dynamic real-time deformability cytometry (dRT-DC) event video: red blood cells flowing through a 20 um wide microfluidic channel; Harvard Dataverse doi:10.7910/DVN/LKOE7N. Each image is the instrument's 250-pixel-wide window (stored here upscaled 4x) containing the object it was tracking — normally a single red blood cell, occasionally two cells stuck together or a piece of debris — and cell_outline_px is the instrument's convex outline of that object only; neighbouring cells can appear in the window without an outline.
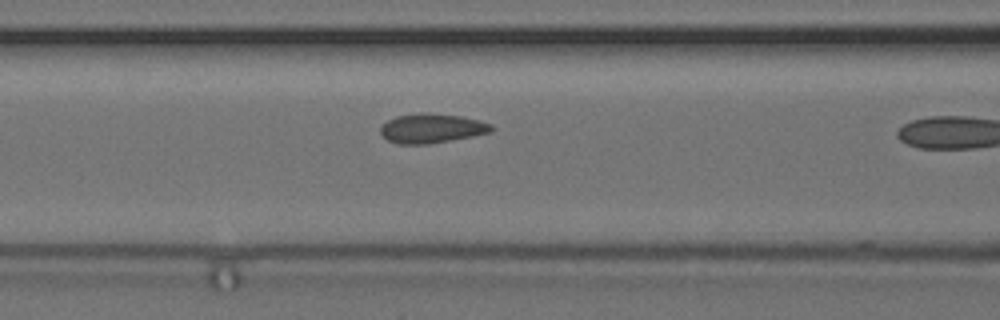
{"species": "common noctule bat (a hibernating species)", "species_latin": "Nyctalus noctula", "temperature_condition": "cold", "stored_images_in_passage": 11, "camera_frame_rate_fps": 3000, "um_per_image_px": 0.085, "animal": {"sex": "female", "body_mass_g": 24.6, "forearm_length_mm": 56.2}, "frame": {"image": 1, "passage_image": 10, "time_ms": 3.0, "image_size_px": [1000, 320], "cell_outline_px": [[496, 128], [492, 132], [452, 140], [428, 144], [396, 144], [388, 140], [380, 132], [380, 128], [388, 120], [396, 116], [428, 112], [460, 116], [480, 120], [492, 124]], "centroid_in_image_um": [36.74, 10.91], "position_along_channel_um": 129.9, "area_um2": 19.07}}